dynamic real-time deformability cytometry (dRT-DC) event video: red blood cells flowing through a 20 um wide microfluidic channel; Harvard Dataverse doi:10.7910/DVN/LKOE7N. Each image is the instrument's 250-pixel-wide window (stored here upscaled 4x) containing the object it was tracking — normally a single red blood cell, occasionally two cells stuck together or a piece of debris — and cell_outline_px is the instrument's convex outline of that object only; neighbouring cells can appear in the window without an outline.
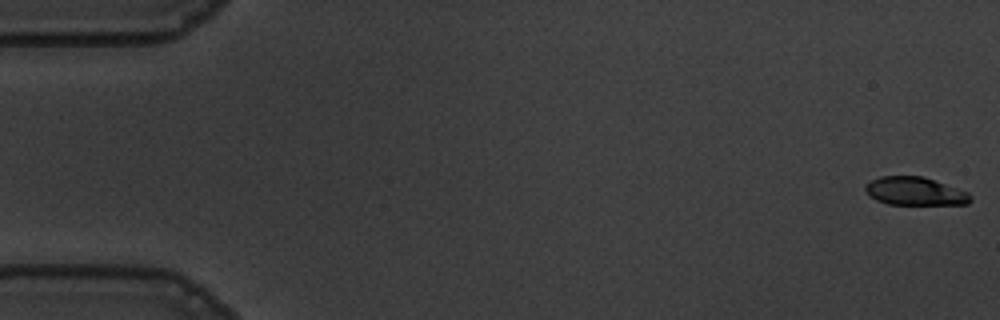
{"species": "common noctule bat (a hibernating species)", "species_latin": "Nyctalus noctula", "temperature_condition": "warm", "stored_images_in_passage": 55, "camera_frame_rate_fps": 3000, "um_per_image_px": 0.085, "animal": {"sex": "male", "body_mass_g": 19.5, "forearm_length_mm": 54.6}, "frame": {"image": 1, "passage_image": 1, "time_ms": 0.0, "image_size_px": [1000, 320], "cell_outline_px": [[972, 200], [968, 204], [888, 204], [876, 200], [868, 196], [864, 188], [864, 184], [880, 176], [924, 176], [968, 192], [972, 196]], "centroid_in_image_um": [77.75, 16.25], "position_along_channel_um": 7.2, "area_um2": 17.4}}
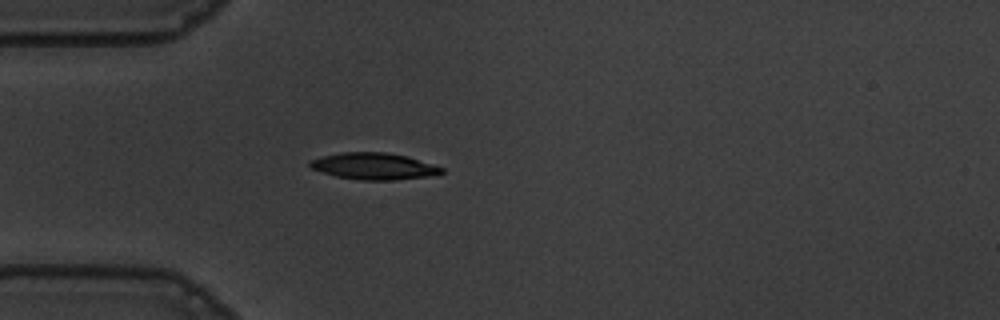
{"frame": {"image": 2, "passage_image": 16, "time_ms": 5.0, "image_size_px": [1000, 320], "cell_outline_px": [[444, 172], [428, 176], [396, 180], [360, 180], [336, 176], [312, 168], [308, 164], [312, 160], [324, 156], [340, 152], [384, 152], [408, 156], [444, 168]], "centroid_in_image_um": [31.81, 14.12], "position_along_channel_um": 53.2, "area_um2": 20.23}}
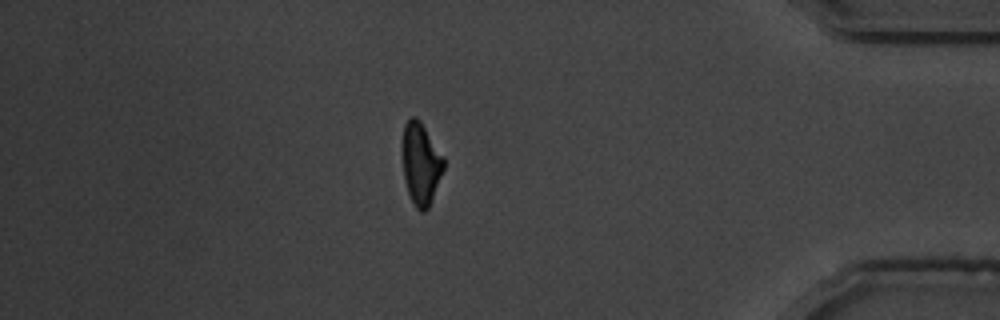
{"frame": {"image": 3, "passage_image": 48, "time_ms": 15.667, "image_size_px": [1000, 320], "cell_outline_px": [[444, 168], [428, 208], [424, 212], [420, 212], [416, 208], [408, 192], [404, 176], [404, 124], [412, 116], [416, 116], [420, 120], [444, 156]], "centroid_in_image_um": [35.8, 13.9], "position_along_channel_um": 399.4, "area_um2": 19.25}, "authors_computed_cell_mechanics": {"area_um2": 19.9988, "velocity_mm_per_s": 3.6574, "shape_relaxation_time_tau1_ms": 3.374, "shape_relaxation_time_tau2_ms": 3.711, "deformation_change_tau1": 0.1688, "deformation_change_tau2": 0.0887}}